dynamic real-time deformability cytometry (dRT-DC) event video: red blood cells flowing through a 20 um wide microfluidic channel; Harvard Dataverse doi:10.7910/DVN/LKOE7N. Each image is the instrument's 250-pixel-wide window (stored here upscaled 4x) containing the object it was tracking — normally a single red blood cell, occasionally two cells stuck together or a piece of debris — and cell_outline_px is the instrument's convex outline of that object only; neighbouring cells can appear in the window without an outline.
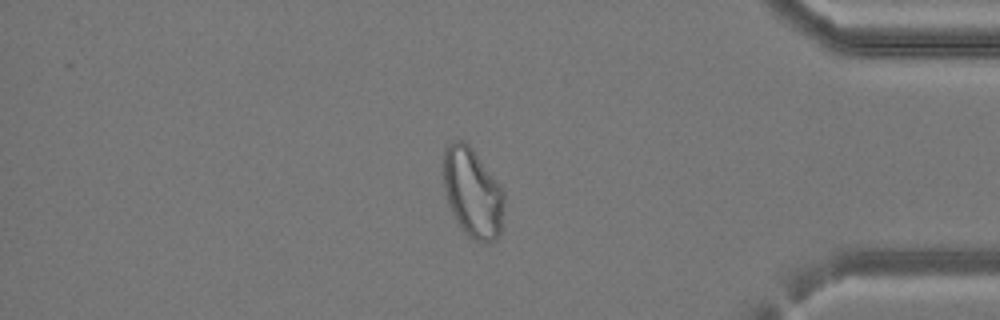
{"species": "common noctule bat (a hibernating species)", "species_latin": "Nyctalus noctula", "temperature_condition": "cold", "stored_images_in_passage": 40, "camera_frame_rate_fps": 3000, "um_per_image_px": 0.085, "animal": {"sex": "female", "body_mass_g": 24.6, "forearm_length_mm": 56.2}, "frame": {"image": 1, "passage_image": 34, "time_ms": 11.0, "image_size_px": [1000, 320], "cell_outline_px": [[504, 208], [500, 232], [496, 240], [484, 244], [468, 236], [460, 228], [448, 204], [444, 188], [444, 148], [452, 140], [460, 140], [468, 144], [472, 148], [504, 192]], "centroid_in_image_um": [40.16, 16.41], "position_along_channel_um": 395.0, "area_um2": 31.56}}